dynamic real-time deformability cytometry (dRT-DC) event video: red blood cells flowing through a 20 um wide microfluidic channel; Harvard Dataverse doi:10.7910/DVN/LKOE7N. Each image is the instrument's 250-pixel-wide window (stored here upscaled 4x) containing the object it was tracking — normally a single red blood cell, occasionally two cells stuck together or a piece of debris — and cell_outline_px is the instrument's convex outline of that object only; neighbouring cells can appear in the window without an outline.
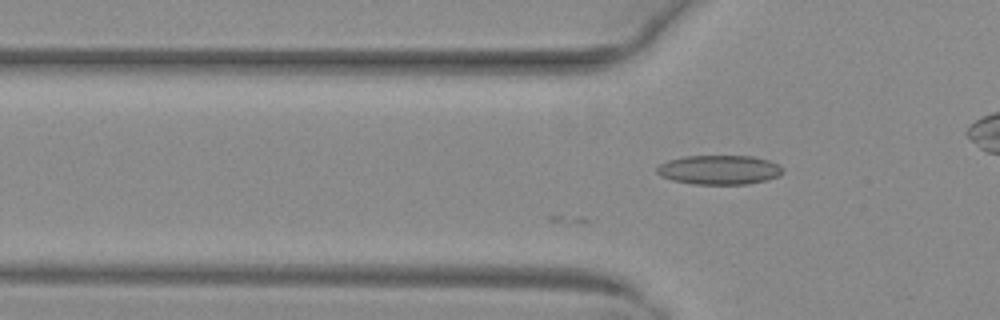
{"species": "common noctule bat (a hibernating species)", "species_latin": "Nyctalus noctula", "temperature_condition": "warm", "stored_images_in_passage": 7, "camera_frame_rate_fps": 3000, "um_per_image_px": 0.085, "animal": {"sex": "female", "body_mass_g": 29.2, "forearm_length_mm": 56.3}, "frame": {"image": 1, "passage_image": 7, "time_ms": 2.0, "image_size_px": [1000, 320], "cell_outline_px": [[784, 168], [780, 176], [768, 180], [748, 184], [692, 184], [672, 180], [660, 176], [656, 172], [656, 168], [660, 164], [668, 160], [684, 156], [752, 156], [768, 160], [780, 164]], "centroid_in_image_um": [61.15, 14.44], "position_along_channel_um": 64.6, "area_um2": 21.73}}